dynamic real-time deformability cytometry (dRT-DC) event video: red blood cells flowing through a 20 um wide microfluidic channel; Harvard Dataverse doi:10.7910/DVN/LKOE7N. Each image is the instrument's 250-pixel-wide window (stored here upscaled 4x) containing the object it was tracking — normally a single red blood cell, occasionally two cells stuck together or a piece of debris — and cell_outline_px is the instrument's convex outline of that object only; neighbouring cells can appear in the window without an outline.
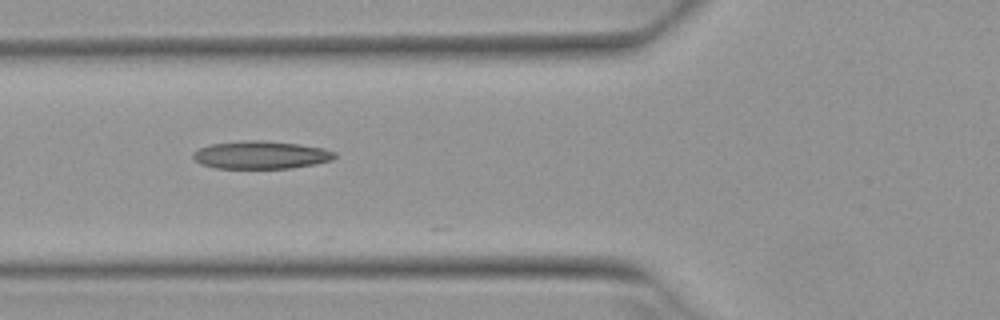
{"species": "Egyptian fruit bat (a non-hibernating species)", "species_latin": "Rousettus aegyptiacus", "temperature_condition": "warm", "stored_images_in_passage": 6, "camera_frame_rate_fps": 3000, "um_per_image_px": 0.085, "animal": {"sex": "female"}, "frame": {"image": 1, "passage_image": 3, "time_ms": 0.667, "image_size_px": [1000, 320], "cell_outline_px": [[336, 156], [332, 160], [316, 164], [292, 168], [216, 168], [200, 164], [192, 156], [192, 152], [200, 148], [212, 144], [244, 140], [260, 140], [300, 144], [324, 148], [336, 152]], "centroid_in_image_um": [22.2, 13.17], "position_along_channel_um": 103.6, "area_um2": 23.06}}
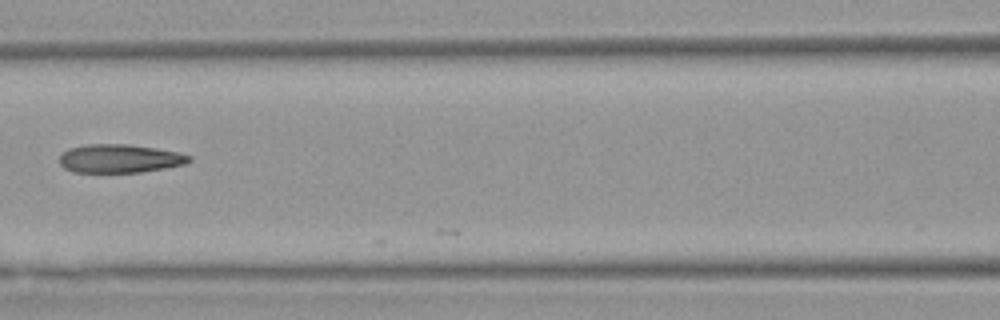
{"frame": {"image": 2, "passage_image": 4, "time_ms": 1.0, "image_size_px": [1000, 320], "cell_outline_px": [[192, 160], [184, 164], [164, 168], [140, 172], [72, 172], [64, 168], [60, 164], [60, 156], [68, 148], [84, 144], [128, 144], [156, 148], [180, 152], [192, 156]], "centroid_in_image_um": [10.18, 13.47], "position_along_channel_um": 156.4, "area_um2": 21.62}}
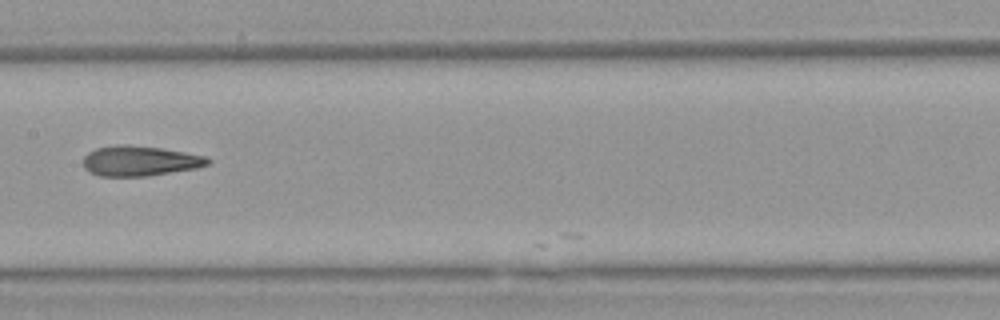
{"frame": {"image": 3, "passage_image": 5, "time_ms": 1.333, "image_size_px": [1000, 320], "cell_outline_px": [[212, 160], [208, 164], [196, 168], [148, 176], [100, 176], [88, 172], [84, 168], [84, 156], [88, 152], [96, 148], [120, 144], [124, 144], [160, 148], [184, 152], [204, 156]], "centroid_in_image_um": [11.85, 13.68], "position_along_channel_um": 195.5, "area_um2": 21.79}}